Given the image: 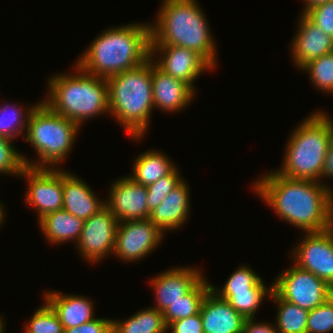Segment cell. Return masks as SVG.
Here are the masks:
<instances>
[{
    "label": "cell",
    "instance_id": "cell-1",
    "mask_svg": "<svg viewBox=\"0 0 333 333\" xmlns=\"http://www.w3.org/2000/svg\"><path fill=\"white\" fill-rule=\"evenodd\" d=\"M252 188L282 220L304 233L333 226V189L323 182L291 179L274 170L256 180Z\"/></svg>",
    "mask_w": 333,
    "mask_h": 333
},
{
    "label": "cell",
    "instance_id": "cell-2",
    "mask_svg": "<svg viewBox=\"0 0 333 333\" xmlns=\"http://www.w3.org/2000/svg\"><path fill=\"white\" fill-rule=\"evenodd\" d=\"M151 23L107 28L92 41L76 64L86 73L109 78L150 58Z\"/></svg>",
    "mask_w": 333,
    "mask_h": 333
},
{
    "label": "cell",
    "instance_id": "cell-3",
    "mask_svg": "<svg viewBox=\"0 0 333 333\" xmlns=\"http://www.w3.org/2000/svg\"><path fill=\"white\" fill-rule=\"evenodd\" d=\"M151 25L150 45H177L200 54L213 68L217 44L196 0H163Z\"/></svg>",
    "mask_w": 333,
    "mask_h": 333
},
{
    "label": "cell",
    "instance_id": "cell-4",
    "mask_svg": "<svg viewBox=\"0 0 333 333\" xmlns=\"http://www.w3.org/2000/svg\"><path fill=\"white\" fill-rule=\"evenodd\" d=\"M109 114L134 139L141 140L154 108L152 58L143 64L107 78Z\"/></svg>",
    "mask_w": 333,
    "mask_h": 333
},
{
    "label": "cell",
    "instance_id": "cell-5",
    "mask_svg": "<svg viewBox=\"0 0 333 333\" xmlns=\"http://www.w3.org/2000/svg\"><path fill=\"white\" fill-rule=\"evenodd\" d=\"M74 68V74L52 75L48 97L42 102L81 127L85 120L109 113L108 83L106 78L90 75L77 64Z\"/></svg>",
    "mask_w": 333,
    "mask_h": 333
},
{
    "label": "cell",
    "instance_id": "cell-6",
    "mask_svg": "<svg viewBox=\"0 0 333 333\" xmlns=\"http://www.w3.org/2000/svg\"><path fill=\"white\" fill-rule=\"evenodd\" d=\"M288 139L278 174L302 180L321 182L325 158L329 149L328 114L313 112L293 130Z\"/></svg>",
    "mask_w": 333,
    "mask_h": 333
},
{
    "label": "cell",
    "instance_id": "cell-7",
    "mask_svg": "<svg viewBox=\"0 0 333 333\" xmlns=\"http://www.w3.org/2000/svg\"><path fill=\"white\" fill-rule=\"evenodd\" d=\"M79 130V125L53 112L41 101L31 112L26 136H23L35 149L40 161L22 155L24 164L32 168H58L71 152Z\"/></svg>",
    "mask_w": 333,
    "mask_h": 333
},
{
    "label": "cell",
    "instance_id": "cell-8",
    "mask_svg": "<svg viewBox=\"0 0 333 333\" xmlns=\"http://www.w3.org/2000/svg\"><path fill=\"white\" fill-rule=\"evenodd\" d=\"M272 285L280 298L308 311L333 295V288L325 281L295 264L283 271Z\"/></svg>",
    "mask_w": 333,
    "mask_h": 333
},
{
    "label": "cell",
    "instance_id": "cell-9",
    "mask_svg": "<svg viewBox=\"0 0 333 333\" xmlns=\"http://www.w3.org/2000/svg\"><path fill=\"white\" fill-rule=\"evenodd\" d=\"M28 181L25 202L34 208L38 221L46 214L62 209L63 170L26 166L20 177Z\"/></svg>",
    "mask_w": 333,
    "mask_h": 333
},
{
    "label": "cell",
    "instance_id": "cell-10",
    "mask_svg": "<svg viewBox=\"0 0 333 333\" xmlns=\"http://www.w3.org/2000/svg\"><path fill=\"white\" fill-rule=\"evenodd\" d=\"M304 235L291 253L295 265L315 274L333 288V226Z\"/></svg>",
    "mask_w": 333,
    "mask_h": 333
},
{
    "label": "cell",
    "instance_id": "cell-11",
    "mask_svg": "<svg viewBox=\"0 0 333 333\" xmlns=\"http://www.w3.org/2000/svg\"><path fill=\"white\" fill-rule=\"evenodd\" d=\"M118 223L106 205L85 220L75 244L82 258L90 263H97L107 255L113 254Z\"/></svg>",
    "mask_w": 333,
    "mask_h": 333
},
{
    "label": "cell",
    "instance_id": "cell-12",
    "mask_svg": "<svg viewBox=\"0 0 333 333\" xmlns=\"http://www.w3.org/2000/svg\"><path fill=\"white\" fill-rule=\"evenodd\" d=\"M163 235L149 218L119 222L113 254L125 262L138 261L159 246Z\"/></svg>",
    "mask_w": 333,
    "mask_h": 333
},
{
    "label": "cell",
    "instance_id": "cell-13",
    "mask_svg": "<svg viewBox=\"0 0 333 333\" xmlns=\"http://www.w3.org/2000/svg\"><path fill=\"white\" fill-rule=\"evenodd\" d=\"M159 53V56H155ZM150 57L164 73L189 84L194 90V81L213 67L196 51L177 45H150ZM156 59H154V58Z\"/></svg>",
    "mask_w": 333,
    "mask_h": 333
},
{
    "label": "cell",
    "instance_id": "cell-14",
    "mask_svg": "<svg viewBox=\"0 0 333 333\" xmlns=\"http://www.w3.org/2000/svg\"><path fill=\"white\" fill-rule=\"evenodd\" d=\"M105 205L119 222L148 219L147 186L137 184L129 176L117 179L109 188Z\"/></svg>",
    "mask_w": 333,
    "mask_h": 333
},
{
    "label": "cell",
    "instance_id": "cell-15",
    "mask_svg": "<svg viewBox=\"0 0 333 333\" xmlns=\"http://www.w3.org/2000/svg\"><path fill=\"white\" fill-rule=\"evenodd\" d=\"M175 268V269H174ZM151 279L156 305L153 308L163 312L170 304L181 299L203 276L198 267H174Z\"/></svg>",
    "mask_w": 333,
    "mask_h": 333
},
{
    "label": "cell",
    "instance_id": "cell-16",
    "mask_svg": "<svg viewBox=\"0 0 333 333\" xmlns=\"http://www.w3.org/2000/svg\"><path fill=\"white\" fill-rule=\"evenodd\" d=\"M290 47L294 66L301 69L308 62L333 51V37L324 33L303 13Z\"/></svg>",
    "mask_w": 333,
    "mask_h": 333
},
{
    "label": "cell",
    "instance_id": "cell-17",
    "mask_svg": "<svg viewBox=\"0 0 333 333\" xmlns=\"http://www.w3.org/2000/svg\"><path fill=\"white\" fill-rule=\"evenodd\" d=\"M199 312L204 333H241L246 320L211 289L204 297Z\"/></svg>",
    "mask_w": 333,
    "mask_h": 333
},
{
    "label": "cell",
    "instance_id": "cell-18",
    "mask_svg": "<svg viewBox=\"0 0 333 333\" xmlns=\"http://www.w3.org/2000/svg\"><path fill=\"white\" fill-rule=\"evenodd\" d=\"M152 91L154 107L178 112L191 103L195 90L187 83L161 71L152 59Z\"/></svg>",
    "mask_w": 333,
    "mask_h": 333
},
{
    "label": "cell",
    "instance_id": "cell-19",
    "mask_svg": "<svg viewBox=\"0 0 333 333\" xmlns=\"http://www.w3.org/2000/svg\"><path fill=\"white\" fill-rule=\"evenodd\" d=\"M189 185L182 181L150 213V221L163 233L181 228L190 214Z\"/></svg>",
    "mask_w": 333,
    "mask_h": 333
},
{
    "label": "cell",
    "instance_id": "cell-20",
    "mask_svg": "<svg viewBox=\"0 0 333 333\" xmlns=\"http://www.w3.org/2000/svg\"><path fill=\"white\" fill-rule=\"evenodd\" d=\"M76 176L63 171L62 209L87 220L105 206V200H99L89 185Z\"/></svg>",
    "mask_w": 333,
    "mask_h": 333
},
{
    "label": "cell",
    "instance_id": "cell-21",
    "mask_svg": "<svg viewBox=\"0 0 333 333\" xmlns=\"http://www.w3.org/2000/svg\"><path fill=\"white\" fill-rule=\"evenodd\" d=\"M45 301L57 314L63 328H71L95 319L94 307L91 299L86 296L62 294L55 291H45Z\"/></svg>",
    "mask_w": 333,
    "mask_h": 333
},
{
    "label": "cell",
    "instance_id": "cell-22",
    "mask_svg": "<svg viewBox=\"0 0 333 333\" xmlns=\"http://www.w3.org/2000/svg\"><path fill=\"white\" fill-rule=\"evenodd\" d=\"M85 220L73 216L71 213L61 209L51 212L42 217L39 221V227L47 241L52 244H61L67 241L77 243Z\"/></svg>",
    "mask_w": 333,
    "mask_h": 333
},
{
    "label": "cell",
    "instance_id": "cell-23",
    "mask_svg": "<svg viewBox=\"0 0 333 333\" xmlns=\"http://www.w3.org/2000/svg\"><path fill=\"white\" fill-rule=\"evenodd\" d=\"M133 164V174L128 176L137 184L144 186L155 183L158 179L169 175L176 168L166 154L153 149L141 153Z\"/></svg>",
    "mask_w": 333,
    "mask_h": 333
},
{
    "label": "cell",
    "instance_id": "cell-24",
    "mask_svg": "<svg viewBox=\"0 0 333 333\" xmlns=\"http://www.w3.org/2000/svg\"><path fill=\"white\" fill-rule=\"evenodd\" d=\"M128 319V320H127ZM112 319V333H167L163 312L153 307L140 310L131 317Z\"/></svg>",
    "mask_w": 333,
    "mask_h": 333
},
{
    "label": "cell",
    "instance_id": "cell-25",
    "mask_svg": "<svg viewBox=\"0 0 333 333\" xmlns=\"http://www.w3.org/2000/svg\"><path fill=\"white\" fill-rule=\"evenodd\" d=\"M211 284L203 276L181 299L170 304L164 311V320L167 327L177 320L193 316L200 311V307Z\"/></svg>",
    "mask_w": 333,
    "mask_h": 333
},
{
    "label": "cell",
    "instance_id": "cell-26",
    "mask_svg": "<svg viewBox=\"0 0 333 333\" xmlns=\"http://www.w3.org/2000/svg\"><path fill=\"white\" fill-rule=\"evenodd\" d=\"M270 299L278 305L275 319L278 333H307L308 310L283 300L274 291Z\"/></svg>",
    "mask_w": 333,
    "mask_h": 333
},
{
    "label": "cell",
    "instance_id": "cell-27",
    "mask_svg": "<svg viewBox=\"0 0 333 333\" xmlns=\"http://www.w3.org/2000/svg\"><path fill=\"white\" fill-rule=\"evenodd\" d=\"M211 290L217 295H234V292H272L273 285L267 287L254 270L242 265L230 275L221 289L211 284Z\"/></svg>",
    "mask_w": 333,
    "mask_h": 333
},
{
    "label": "cell",
    "instance_id": "cell-28",
    "mask_svg": "<svg viewBox=\"0 0 333 333\" xmlns=\"http://www.w3.org/2000/svg\"><path fill=\"white\" fill-rule=\"evenodd\" d=\"M39 104L36 103L25 109L23 106H15L10 103L0 107V136L14 141L17 135L21 136L27 129L28 119L33 109ZM9 109H11L9 111ZM25 109V110H24ZM9 113V114H8ZM25 115H24V114Z\"/></svg>",
    "mask_w": 333,
    "mask_h": 333
},
{
    "label": "cell",
    "instance_id": "cell-29",
    "mask_svg": "<svg viewBox=\"0 0 333 333\" xmlns=\"http://www.w3.org/2000/svg\"><path fill=\"white\" fill-rule=\"evenodd\" d=\"M308 72L317 89L333 94V51L305 64L300 71Z\"/></svg>",
    "mask_w": 333,
    "mask_h": 333
},
{
    "label": "cell",
    "instance_id": "cell-30",
    "mask_svg": "<svg viewBox=\"0 0 333 333\" xmlns=\"http://www.w3.org/2000/svg\"><path fill=\"white\" fill-rule=\"evenodd\" d=\"M28 322L24 333H64L57 314L46 301L36 309Z\"/></svg>",
    "mask_w": 333,
    "mask_h": 333
},
{
    "label": "cell",
    "instance_id": "cell-31",
    "mask_svg": "<svg viewBox=\"0 0 333 333\" xmlns=\"http://www.w3.org/2000/svg\"><path fill=\"white\" fill-rule=\"evenodd\" d=\"M272 292H234V295H218L226 300L245 319H255L262 301Z\"/></svg>",
    "mask_w": 333,
    "mask_h": 333
},
{
    "label": "cell",
    "instance_id": "cell-32",
    "mask_svg": "<svg viewBox=\"0 0 333 333\" xmlns=\"http://www.w3.org/2000/svg\"><path fill=\"white\" fill-rule=\"evenodd\" d=\"M177 169L178 168H175L169 175L160 178L155 183L147 186V205L149 213L153 212L166 196L183 181L180 176L181 174H179L180 171Z\"/></svg>",
    "mask_w": 333,
    "mask_h": 333
},
{
    "label": "cell",
    "instance_id": "cell-33",
    "mask_svg": "<svg viewBox=\"0 0 333 333\" xmlns=\"http://www.w3.org/2000/svg\"><path fill=\"white\" fill-rule=\"evenodd\" d=\"M307 333H329L333 331V295L318 307L309 311Z\"/></svg>",
    "mask_w": 333,
    "mask_h": 333
},
{
    "label": "cell",
    "instance_id": "cell-34",
    "mask_svg": "<svg viewBox=\"0 0 333 333\" xmlns=\"http://www.w3.org/2000/svg\"><path fill=\"white\" fill-rule=\"evenodd\" d=\"M12 142L14 141L0 136V174L19 177L26 165L22 153L18 152L14 145L12 146Z\"/></svg>",
    "mask_w": 333,
    "mask_h": 333
},
{
    "label": "cell",
    "instance_id": "cell-35",
    "mask_svg": "<svg viewBox=\"0 0 333 333\" xmlns=\"http://www.w3.org/2000/svg\"><path fill=\"white\" fill-rule=\"evenodd\" d=\"M301 13L324 33L333 37V0L310 7Z\"/></svg>",
    "mask_w": 333,
    "mask_h": 333
},
{
    "label": "cell",
    "instance_id": "cell-36",
    "mask_svg": "<svg viewBox=\"0 0 333 333\" xmlns=\"http://www.w3.org/2000/svg\"><path fill=\"white\" fill-rule=\"evenodd\" d=\"M64 333H112V319L96 317L90 322L64 329Z\"/></svg>",
    "mask_w": 333,
    "mask_h": 333
},
{
    "label": "cell",
    "instance_id": "cell-37",
    "mask_svg": "<svg viewBox=\"0 0 333 333\" xmlns=\"http://www.w3.org/2000/svg\"><path fill=\"white\" fill-rule=\"evenodd\" d=\"M167 329L168 331L171 330V333H204L200 312L172 322Z\"/></svg>",
    "mask_w": 333,
    "mask_h": 333
},
{
    "label": "cell",
    "instance_id": "cell-38",
    "mask_svg": "<svg viewBox=\"0 0 333 333\" xmlns=\"http://www.w3.org/2000/svg\"><path fill=\"white\" fill-rule=\"evenodd\" d=\"M254 320L246 319L241 333H278L274 323H257Z\"/></svg>",
    "mask_w": 333,
    "mask_h": 333
},
{
    "label": "cell",
    "instance_id": "cell-39",
    "mask_svg": "<svg viewBox=\"0 0 333 333\" xmlns=\"http://www.w3.org/2000/svg\"><path fill=\"white\" fill-rule=\"evenodd\" d=\"M329 177L333 179V150L328 149L324 166H323V172L321 175V179Z\"/></svg>",
    "mask_w": 333,
    "mask_h": 333
},
{
    "label": "cell",
    "instance_id": "cell-40",
    "mask_svg": "<svg viewBox=\"0 0 333 333\" xmlns=\"http://www.w3.org/2000/svg\"><path fill=\"white\" fill-rule=\"evenodd\" d=\"M328 127H329V149L333 150V121L328 115Z\"/></svg>",
    "mask_w": 333,
    "mask_h": 333
},
{
    "label": "cell",
    "instance_id": "cell-41",
    "mask_svg": "<svg viewBox=\"0 0 333 333\" xmlns=\"http://www.w3.org/2000/svg\"><path fill=\"white\" fill-rule=\"evenodd\" d=\"M328 1H331V0H304V2H305L304 4H306V5H305V7H303L304 8L303 11H305L306 9H308L310 7H313L315 5L325 3V2H328Z\"/></svg>",
    "mask_w": 333,
    "mask_h": 333
},
{
    "label": "cell",
    "instance_id": "cell-42",
    "mask_svg": "<svg viewBox=\"0 0 333 333\" xmlns=\"http://www.w3.org/2000/svg\"><path fill=\"white\" fill-rule=\"evenodd\" d=\"M2 203L0 202V225L3 223L4 221V217H5V210H4V206L2 205Z\"/></svg>",
    "mask_w": 333,
    "mask_h": 333
},
{
    "label": "cell",
    "instance_id": "cell-43",
    "mask_svg": "<svg viewBox=\"0 0 333 333\" xmlns=\"http://www.w3.org/2000/svg\"><path fill=\"white\" fill-rule=\"evenodd\" d=\"M4 320L2 319V316L0 317V333H4L5 332V324H4Z\"/></svg>",
    "mask_w": 333,
    "mask_h": 333
}]
</instances>
